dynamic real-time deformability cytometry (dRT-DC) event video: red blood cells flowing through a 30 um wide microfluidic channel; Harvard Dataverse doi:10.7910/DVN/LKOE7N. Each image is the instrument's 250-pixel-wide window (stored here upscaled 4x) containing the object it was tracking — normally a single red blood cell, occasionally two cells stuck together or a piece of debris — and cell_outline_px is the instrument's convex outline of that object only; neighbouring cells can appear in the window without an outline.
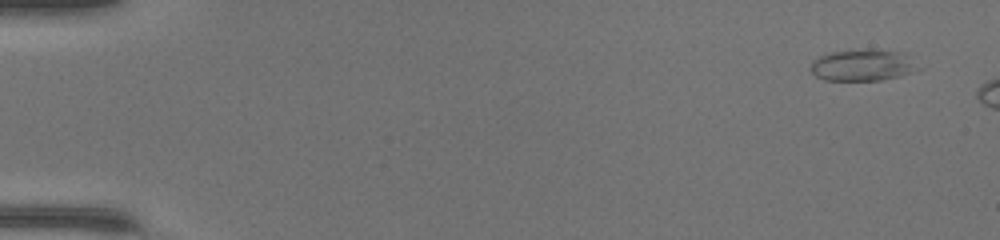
{"species": "common noctule bat (a hibernating species)", "species_latin": "Nyctalus noctula", "temperature_condition": "warm", "stored_images_in_passage": 5, "camera_frame_rate_fps": 3000, "um_per_image_px": 0.085, "animal": {"sex": "female", "body_mass_g": 17.0, "forearm_length_mm": 48.0}, "frame": {"image": 1, "passage_image": 1, "time_ms": 0.0, "image_size_px": [1000, 240], "cell_outline_px": [[924, 68], [900, 76], [880, 80], [824, 80], [816, 76], [812, 72], [812, 64], [820, 56], [832, 52], [896, 52]], "centroid_in_image_um": [73.32, 5.61], "position_along_channel_um": 11.7, "area_um2": 18.44}}